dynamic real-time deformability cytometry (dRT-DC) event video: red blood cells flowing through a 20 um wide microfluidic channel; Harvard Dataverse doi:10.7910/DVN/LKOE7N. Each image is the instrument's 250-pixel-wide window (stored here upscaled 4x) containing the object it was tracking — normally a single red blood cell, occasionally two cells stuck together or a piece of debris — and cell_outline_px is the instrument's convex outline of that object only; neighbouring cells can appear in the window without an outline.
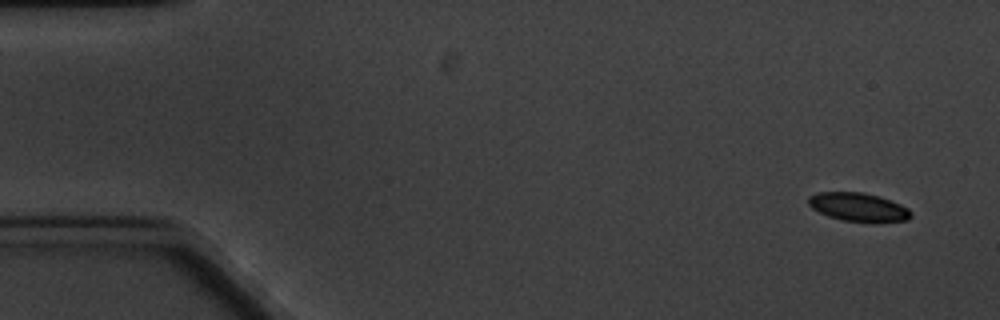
{"species": "common noctule bat (a hibernating species)", "species_latin": "Nyctalus noctula", "temperature_condition": "cold", "stored_images_in_passage": 5, "camera_frame_rate_fps": 3000, "um_per_image_px": 0.085, "animal": {"sex": "male", "body_mass_g": 20.1, "forearm_length_mm": 53.5}, "frame": {"image": 1, "passage_image": 1, "time_ms": 0.0, "image_size_px": [1000, 320], "cell_outline_px": [[912, 216], [908, 220], [840, 220], [828, 216], [812, 208], [808, 204], [808, 196], [816, 192], [864, 192], [880, 196], [900, 204], [908, 208], [912, 212]], "centroid_in_image_um": [72.92, 17.56], "position_along_channel_um": 12.1, "area_um2": 16.65}}
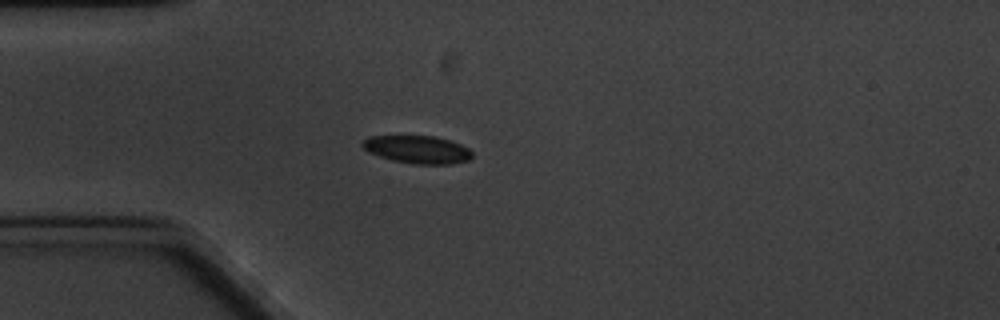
{"frame": {"image": 2, "passage_image": 5, "time_ms": 4.333, "image_size_px": [1000, 320], "cell_outline_px": [[472, 156], [468, 160], [452, 164], [412, 164], [392, 160], [368, 152], [360, 144], [368, 136], [436, 136], [460, 144], [468, 148], [472, 152]], "centroid_in_image_um": [35.47, 12.71], "position_along_channel_um": 49.5, "area_um2": 17.74}}